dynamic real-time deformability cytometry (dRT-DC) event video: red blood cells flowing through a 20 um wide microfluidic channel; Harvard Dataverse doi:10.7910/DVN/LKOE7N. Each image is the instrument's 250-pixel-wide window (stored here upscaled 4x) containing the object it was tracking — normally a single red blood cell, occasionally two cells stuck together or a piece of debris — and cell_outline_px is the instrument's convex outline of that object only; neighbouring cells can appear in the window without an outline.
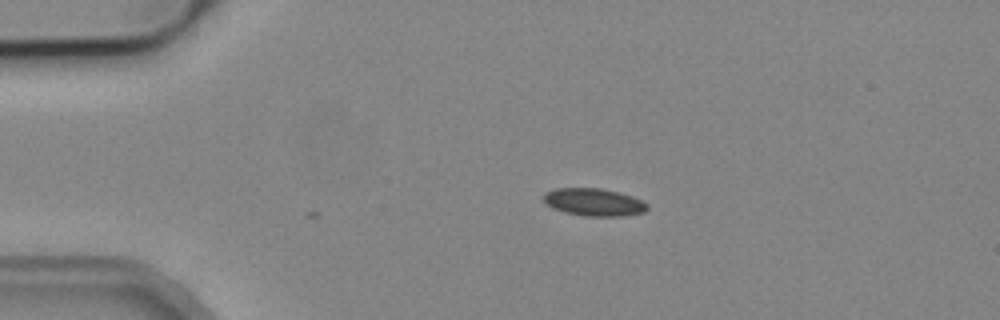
{"species": "common noctule bat (a hibernating species)", "species_latin": "Nyctalus noctula", "temperature_condition": "cold", "stored_images_in_passage": 4, "camera_frame_rate_fps": 3000, "um_per_image_px": 0.085, "animal": {"sex": "male", "body_mass_g": 19.2, "forearm_length_mm": 51.8}, "frame": {"image": 1, "passage_image": 4, "time_ms": 1.0, "image_size_px": [1000, 320], "cell_outline_px": [[648, 208], [644, 212], [620, 216], [584, 216], [564, 212], [552, 208], [544, 204], [544, 192], [556, 188], [600, 188], [620, 192], [632, 196], [648, 204]], "centroid_in_image_um": [50.45, 17.18], "position_along_channel_um": 34.6, "area_um2": 16.76}}